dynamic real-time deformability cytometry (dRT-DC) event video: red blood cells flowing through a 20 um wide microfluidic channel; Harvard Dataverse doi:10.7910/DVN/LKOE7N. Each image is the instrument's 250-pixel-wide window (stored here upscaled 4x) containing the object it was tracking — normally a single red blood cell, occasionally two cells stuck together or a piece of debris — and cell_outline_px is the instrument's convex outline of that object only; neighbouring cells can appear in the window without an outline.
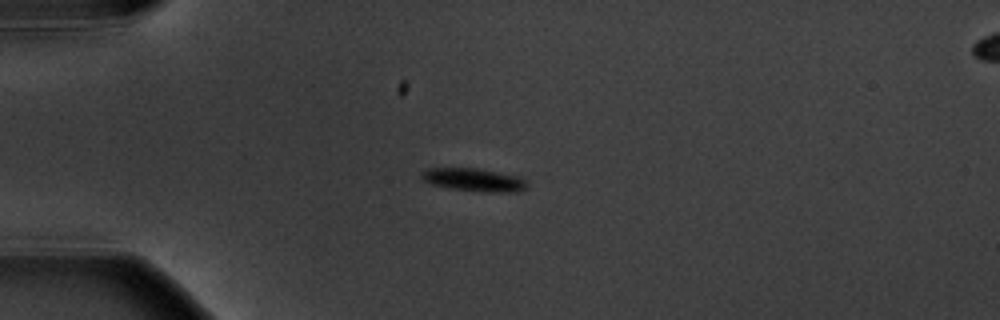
{"species": "common noctule bat (a hibernating species)", "species_latin": "Nyctalus noctula", "temperature_condition": "warm", "stored_images_in_passage": 6, "camera_frame_rate_fps": 3000, "um_per_image_px": 0.085, "animal": {"sex": "male", "body_mass_g": 20.1, "forearm_length_mm": 53.5}, "frame": {"image": 1, "passage_image": 3, "time_ms": 3.333, "image_size_px": [1000, 320], "cell_outline_px": [[528, 184], [524, 188], [516, 192], [484, 192], [452, 188], [432, 184], [424, 180], [420, 176], [420, 172], [428, 168], [476, 168], [520, 176]], "centroid_in_image_um": [40.28, 15.27], "position_along_channel_um": 44.7, "area_um2": 14.05}}
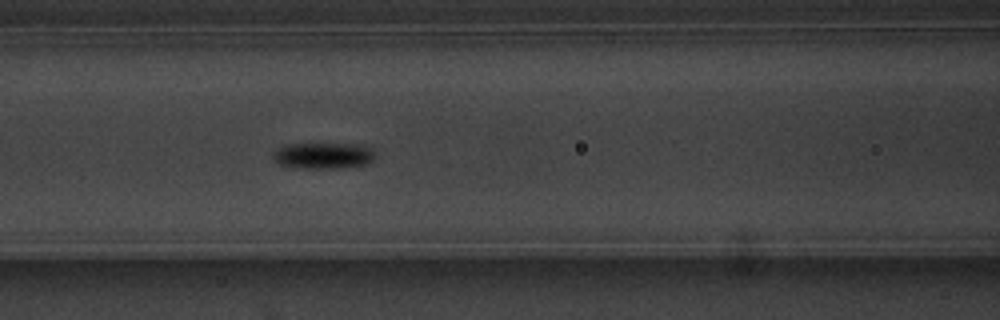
{"frame": {"image": 2, "passage_image": 6, "time_ms": 6.667, "image_size_px": [1000, 320], "cell_outline_px": [[376, 156], [368, 164], [344, 168], [304, 168], [280, 164], [272, 156], [280, 148], [288, 144], [360, 144], [372, 148], [376, 152]], "centroid_in_image_um": [27.6, 13.23], "position_along_channel_um": 139.0, "area_um2": 15.49}}